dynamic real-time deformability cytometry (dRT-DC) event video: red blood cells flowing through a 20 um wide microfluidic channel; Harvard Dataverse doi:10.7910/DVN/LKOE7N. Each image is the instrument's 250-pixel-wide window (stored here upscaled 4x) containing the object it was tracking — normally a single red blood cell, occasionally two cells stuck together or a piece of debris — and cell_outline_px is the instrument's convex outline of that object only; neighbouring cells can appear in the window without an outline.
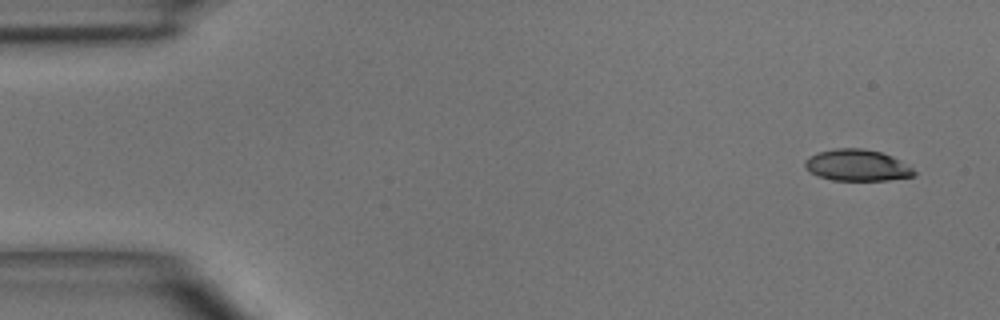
{"species": "common noctule bat (a hibernating species)", "species_latin": "Nyctalus noctula", "temperature_condition": "room temperature", "stored_images_in_passage": 5, "camera_frame_rate_fps": 3000, "um_per_image_px": 0.085, "animal": {"sex": "male", "body_mass_g": 15.6}, "frame": {"image": 1, "passage_image": 1, "time_ms": 0.0, "image_size_px": [1000, 320], "cell_outline_px": [[916, 176], [888, 180], [832, 180], [820, 176], [804, 168], [804, 160], [820, 152], [836, 148], [864, 148], [880, 152], [892, 156], [912, 168], [916, 172]], "centroid_in_image_um": [72.87, 14.05], "position_along_channel_um": 12.1, "area_um2": 19.83}}
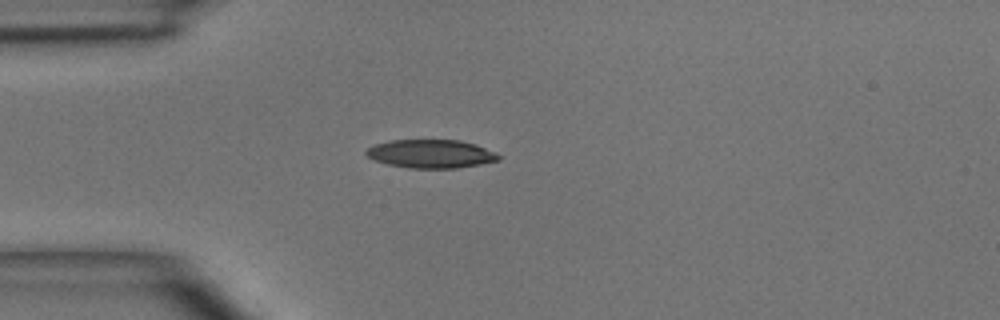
{"frame": {"image": 2, "passage_image": 4, "time_ms": 3.333, "image_size_px": [1000, 320], "cell_outline_px": [[500, 160], [480, 164], [456, 168], [408, 168], [388, 164], [376, 160], [368, 156], [364, 152], [368, 148], [376, 144], [388, 140], [460, 140], [476, 144], [496, 152], [500, 156]], "centroid_in_image_um": [36.65, 13.07], "position_along_channel_um": 48.3, "area_um2": 21.91}}